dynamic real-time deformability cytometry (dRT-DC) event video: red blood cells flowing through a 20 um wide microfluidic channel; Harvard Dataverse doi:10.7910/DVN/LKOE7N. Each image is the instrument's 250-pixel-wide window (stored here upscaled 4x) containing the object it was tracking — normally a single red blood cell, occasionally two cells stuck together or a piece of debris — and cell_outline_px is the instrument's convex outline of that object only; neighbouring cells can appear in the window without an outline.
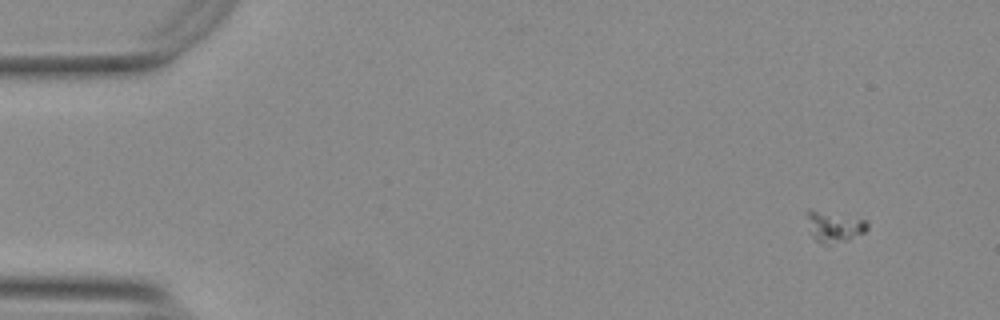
{"species": "Egyptian fruit bat (a non-hibernating species)", "species_latin": "Rousettus aegyptiacus", "temperature_condition": "warm", "stored_images_in_passage": 53, "camera_frame_rate_fps": 3000, "um_per_image_px": 0.085, "animal": {"sex": "female"}, "frame": {"image": 1, "passage_image": 1, "time_ms": 0.0, "image_size_px": [1000, 320], "cell_outline_px": [[868, 228], [864, 232], [848, 240], [824, 244], [816, 240], [808, 232], [808, 208], [864, 220], [868, 224]], "centroid_in_image_um": [70.87, 19.27], "position_along_channel_um": 14.1, "area_um2": 10.52}}
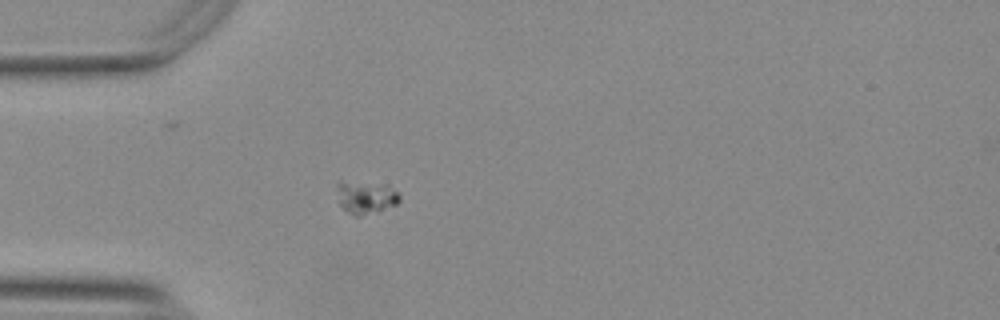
{"frame": {"image": 2, "passage_image": 13, "time_ms": 4.0, "image_size_px": [1000, 320], "cell_outline_px": [[400, 200], [396, 204], [360, 216], [356, 216], [348, 212], [340, 204], [336, 184], [344, 184], [388, 188], [396, 192], [400, 196]], "centroid_in_image_um": [31.07, 16.88], "position_along_channel_um": 53.9, "area_um2": 10.35}}
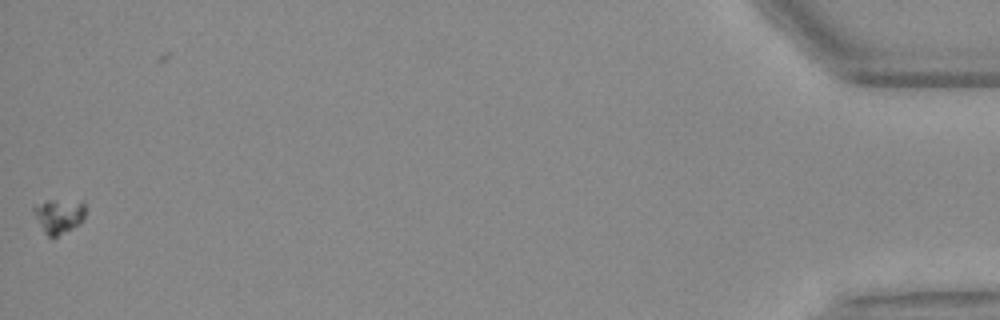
{"frame": {"image": 3, "passage_image": 52, "time_ms": 17.0, "image_size_px": [1000, 320], "cell_outline_px": [[84, 220], [80, 224], [56, 236], [48, 236], [44, 232], [32, 208], [32, 204], [48, 200], [84, 200]], "centroid_in_image_um": [5.02, 18.3], "position_along_channel_um": 430.2, "area_um2": 10.4}}